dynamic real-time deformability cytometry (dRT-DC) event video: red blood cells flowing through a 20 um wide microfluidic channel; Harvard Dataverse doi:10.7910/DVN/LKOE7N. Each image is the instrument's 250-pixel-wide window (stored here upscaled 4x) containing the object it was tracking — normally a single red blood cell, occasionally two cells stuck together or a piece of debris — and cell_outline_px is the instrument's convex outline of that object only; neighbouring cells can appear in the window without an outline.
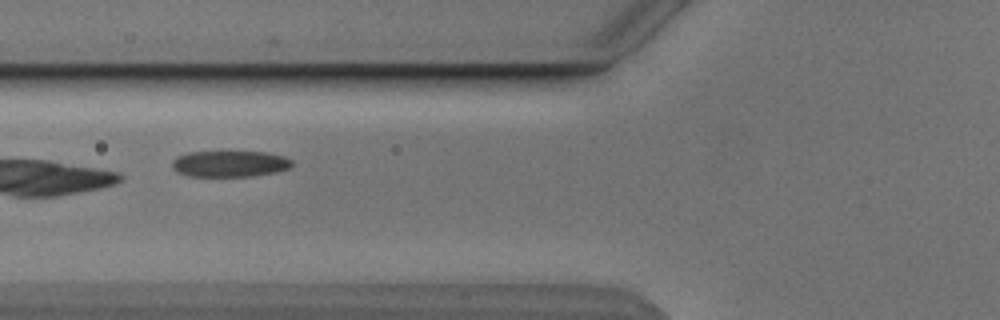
{"species": "Egyptian fruit bat (a non-hibernating species)", "species_latin": "Rousettus aegyptiacus", "temperature_condition": "cold", "stored_images_in_passage": 9, "camera_frame_rate_fps": 3000, "um_per_image_px": 0.085, "animal": {"sex": "male"}, "frame": {"image": 1, "passage_image": 7, "time_ms": 7.0, "image_size_px": [1000, 320], "cell_outline_px": [[292, 164], [288, 168], [276, 172], [252, 176], [188, 176], [176, 172], [172, 168], [172, 160], [176, 156], [188, 152], [268, 152], [284, 156], [292, 160]], "centroid_in_image_um": [19.5, 13.92], "position_along_channel_um": 106.3, "area_um2": 18.38}}
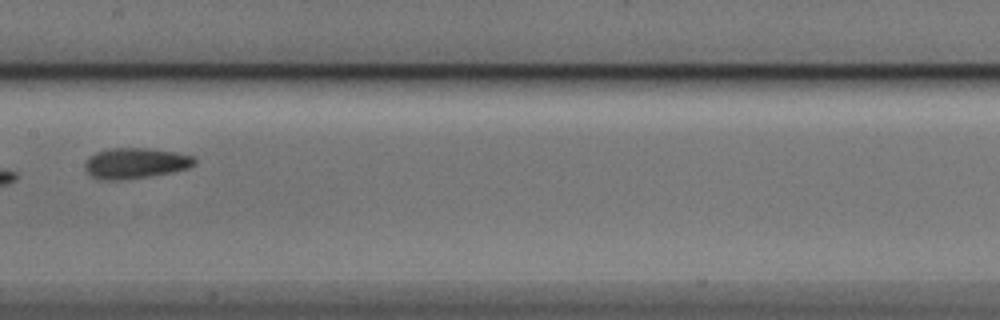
{"frame": {"image": 2, "passage_image": 9, "time_ms": 9.333, "image_size_px": [1000, 320], "cell_outline_px": [[196, 164], [188, 168], [172, 172], [148, 176], [120, 180], [104, 180], [92, 176], [84, 168], [84, 164], [88, 156], [96, 152], [108, 148], [148, 148], [176, 152], [196, 156]], "centroid_in_image_um": [11.52, 13.86], "position_along_channel_um": 195.9, "area_um2": 19.71}}